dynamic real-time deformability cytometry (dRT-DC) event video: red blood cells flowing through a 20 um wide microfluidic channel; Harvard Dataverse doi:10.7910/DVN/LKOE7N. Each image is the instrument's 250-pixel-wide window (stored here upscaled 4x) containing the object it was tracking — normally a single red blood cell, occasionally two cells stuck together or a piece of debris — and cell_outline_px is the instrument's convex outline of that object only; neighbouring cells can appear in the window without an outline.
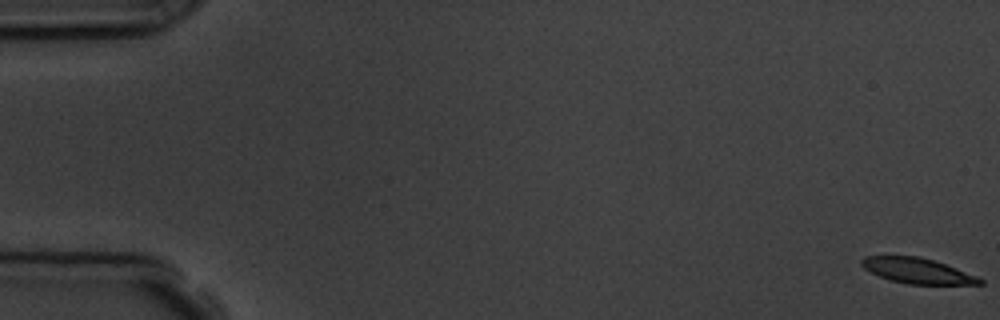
{"species": "common noctule bat (a hibernating species)", "species_latin": "Nyctalus noctula", "temperature_condition": "room temperature", "stored_images_in_passage": 7, "camera_frame_rate_fps": 3000, "um_per_image_px": 0.085, "animal": {"sex": "male", "body_mass_g": 19.5, "forearm_length_mm": 54.6}, "frame": {"image": 1, "passage_image": 1, "time_ms": 0.0, "image_size_px": [1000, 320], "cell_outline_px": [[984, 284], [908, 284], [892, 280], [880, 276], [864, 268], [860, 264], [860, 260], [864, 256], [916, 256], [932, 260], [956, 268], [976, 276], [984, 280]], "centroid_in_image_um": [77.96, 23.01], "position_along_channel_um": 7.0, "area_um2": 17.17}}
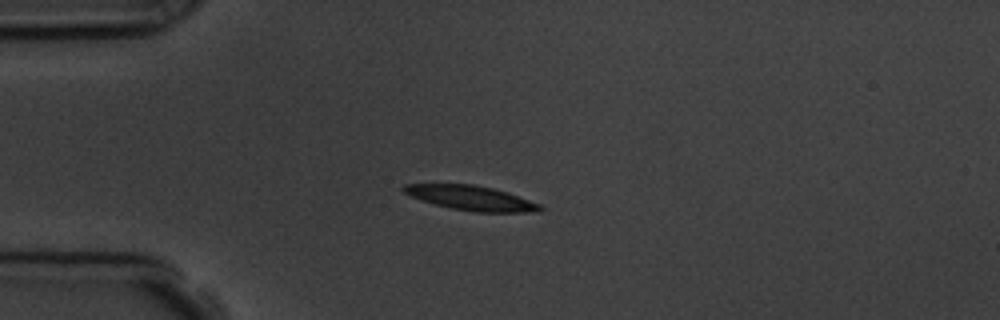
{"frame": {"image": 2, "passage_image": 5, "time_ms": 4.667, "image_size_px": [1000, 320], "cell_outline_px": [[544, 208], [540, 212], [472, 212], [452, 208], [436, 204], [412, 196], [404, 192], [400, 188], [404, 184], [472, 184], [492, 188], [508, 192], [540, 204]], "centroid_in_image_um": [40.09, 16.83], "position_along_channel_um": 44.9, "area_um2": 19.42}}